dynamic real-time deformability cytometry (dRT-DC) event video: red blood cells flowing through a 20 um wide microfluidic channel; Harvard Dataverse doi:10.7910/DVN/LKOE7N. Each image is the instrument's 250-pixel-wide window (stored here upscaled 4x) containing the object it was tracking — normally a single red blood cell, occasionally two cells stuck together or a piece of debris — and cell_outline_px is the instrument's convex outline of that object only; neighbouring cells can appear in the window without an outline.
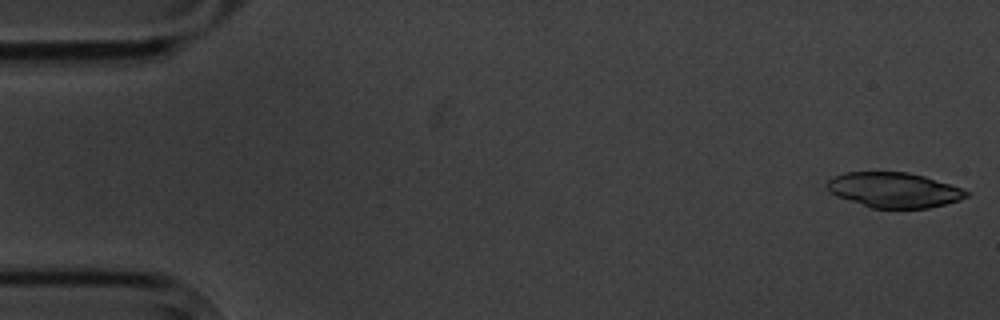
{"species": "common noctule bat (a hibernating species)", "species_latin": "Nyctalus noctula", "temperature_condition": "cold", "stored_images_in_passage": 5, "camera_frame_rate_fps": 3000, "um_per_image_px": 0.085, "animal": {"sex": "male", "body_mass_g": 20.1, "forearm_length_mm": 53.5}, "frame": {"image": 1, "passage_image": 1, "time_ms": 0.0, "image_size_px": [1000, 320], "cell_outline_px": [[972, 192], [968, 196], [960, 200], [928, 208], [872, 208], [836, 196], [824, 184], [828, 180], [844, 172], [908, 172], [924, 176]], "centroid_in_image_um": [75.99, 16.15], "position_along_channel_um": 9.0, "area_um2": 28.32}}